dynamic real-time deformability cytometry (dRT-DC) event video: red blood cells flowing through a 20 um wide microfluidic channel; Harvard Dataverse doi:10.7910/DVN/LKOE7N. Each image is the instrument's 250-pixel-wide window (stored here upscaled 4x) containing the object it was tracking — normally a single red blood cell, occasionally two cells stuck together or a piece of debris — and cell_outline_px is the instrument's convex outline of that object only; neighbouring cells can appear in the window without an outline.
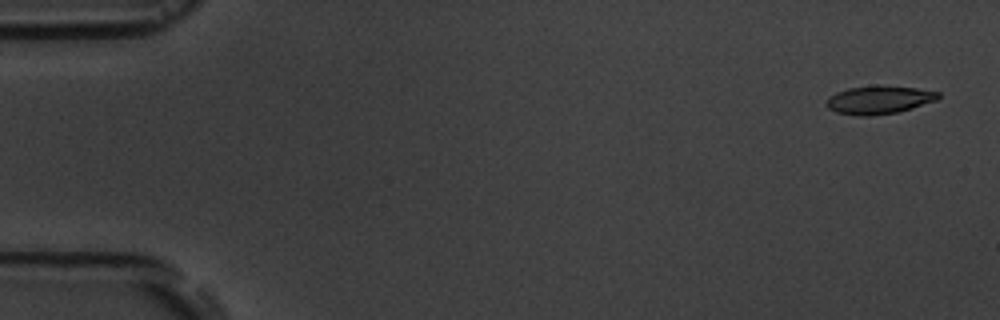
{"species": "common noctule bat (a hibernating species)", "species_latin": "Nyctalus noctula", "temperature_condition": "room temperature", "stored_images_in_passage": 4, "camera_frame_rate_fps": 3000, "um_per_image_px": 0.085, "animal": {"sex": "male", "body_mass_g": 19.5, "forearm_length_mm": 54.6}, "frame": {"image": 1, "passage_image": 1, "time_ms": 0.0, "image_size_px": [1000, 320], "cell_outline_px": [[940, 96], [936, 100], [912, 108], [896, 112], [872, 116], [856, 116], [836, 112], [828, 108], [824, 104], [828, 96], [836, 92], [848, 88], [880, 84], [916, 88], [940, 92]], "centroid_in_image_um": [74.67, 8.48], "position_along_channel_um": 10.3, "area_um2": 18.67}}
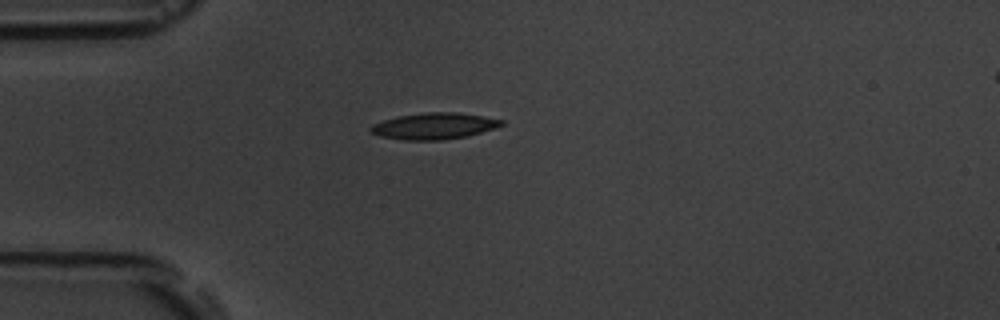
{"frame": {"image": 2, "passage_image": 4, "time_ms": 4.333, "image_size_px": [1000, 320], "cell_outline_px": [[504, 124], [468, 136], [444, 140], [404, 140], [380, 136], [372, 132], [368, 128], [372, 124], [384, 120], [400, 116], [424, 112], [460, 112], [484, 116], [504, 120]], "centroid_in_image_um": [36.9, 10.71], "position_along_channel_um": 48.1, "area_um2": 20.06}}